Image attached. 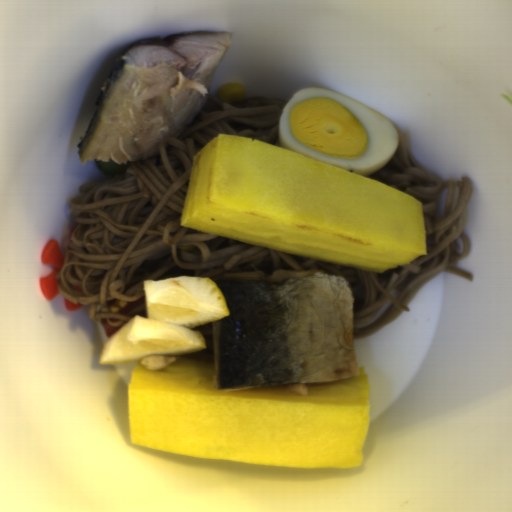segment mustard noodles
<instances>
[{"instance_id":"obj_2","label":"mustard noodles","mask_w":512,"mask_h":512,"mask_svg":"<svg viewBox=\"0 0 512 512\" xmlns=\"http://www.w3.org/2000/svg\"><path fill=\"white\" fill-rule=\"evenodd\" d=\"M193 330L199 332L205 348L198 353L179 356L177 359L201 360L213 362V323H207Z\"/></svg>"},{"instance_id":"obj_1","label":"mustard noodles","mask_w":512,"mask_h":512,"mask_svg":"<svg viewBox=\"0 0 512 512\" xmlns=\"http://www.w3.org/2000/svg\"><path fill=\"white\" fill-rule=\"evenodd\" d=\"M207 98L181 138L164 140L158 155L128 162L120 173L100 170L71 200L76 221L61 251L58 294L88 309L104 327L147 318L145 281L225 273L328 271L351 285L355 340L376 334L405 312L422 285L449 273L474 281L458 262L470 255L464 231L474 183L442 178L420 163L411 135L397 129L398 147L380 169L362 175L420 202L426 255L384 271L183 226L182 206L194 156L220 134L280 148V118L290 99L245 95Z\"/></svg>"}]
</instances>
